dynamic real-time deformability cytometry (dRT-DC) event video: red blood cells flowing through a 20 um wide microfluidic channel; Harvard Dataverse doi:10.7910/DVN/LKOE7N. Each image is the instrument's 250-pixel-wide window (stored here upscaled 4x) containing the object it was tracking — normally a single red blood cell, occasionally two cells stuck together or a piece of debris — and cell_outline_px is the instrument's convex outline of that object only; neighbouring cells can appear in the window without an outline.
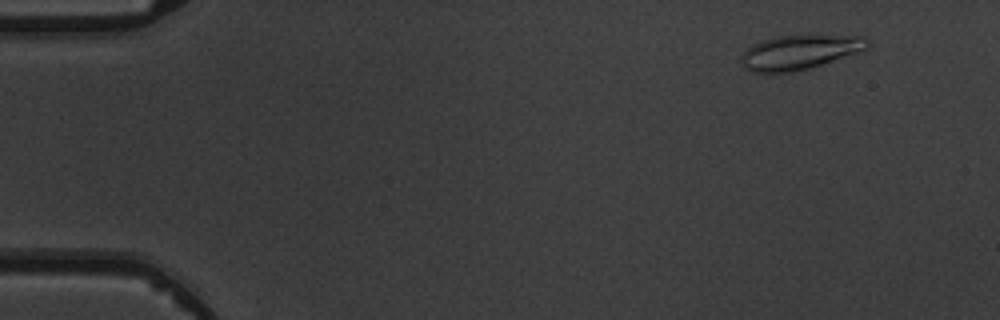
{"species": "common noctule bat (a hibernating species)", "species_latin": "Nyctalus noctula", "temperature_condition": "warm", "stored_images_in_passage": 6, "camera_frame_rate_fps": 3000, "um_per_image_px": 0.085, "animal": {"sex": "male", "body_mass_g": 19.5, "forearm_length_mm": 54.6}, "frame": {"image": 1, "passage_image": 2, "time_ms": 1.333, "image_size_px": [1000, 320], "cell_outline_px": [[868, 48], [864, 52], [812, 68], [796, 72], [752, 72], [744, 68], [740, 60], [740, 56], [752, 44], [776, 36], [864, 36], [868, 40]], "centroid_in_image_um": [68.01, 4.46], "position_along_channel_um": 17.0, "area_um2": 25.61}}